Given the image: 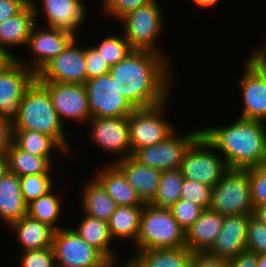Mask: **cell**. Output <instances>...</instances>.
<instances>
[{"mask_svg": "<svg viewBox=\"0 0 266 267\" xmlns=\"http://www.w3.org/2000/svg\"><path fill=\"white\" fill-rule=\"evenodd\" d=\"M171 64L156 52L133 50L110 67L109 73L118 93L135 109H145L172 98L175 72Z\"/></svg>", "mask_w": 266, "mask_h": 267, "instance_id": "6da1fadb", "label": "cell"}, {"mask_svg": "<svg viewBox=\"0 0 266 267\" xmlns=\"http://www.w3.org/2000/svg\"><path fill=\"white\" fill-rule=\"evenodd\" d=\"M225 125L202 127L201 135L224 158L229 169L266 164V123L236 117Z\"/></svg>", "mask_w": 266, "mask_h": 267, "instance_id": "7a4b0ae2", "label": "cell"}, {"mask_svg": "<svg viewBox=\"0 0 266 267\" xmlns=\"http://www.w3.org/2000/svg\"><path fill=\"white\" fill-rule=\"evenodd\" d=\"M12 124L13 130H31L51 136L71 155L74 152L48 91L36 79L25 90Z\"/></svg>", "mask_w": 266, "mask_h": 267, "instance_id": "3957f363", "label": "cell"}, {"mask_svg": "<svg viewBox=\"0 0 266 267\" xmlns=\"http://www.w3.org/2000/svg\"><path fill=\"white\" fill-rule=\"evenodd\" d=\"M132 252L185 247V231L171 210L145 204L140 217V231Z\"/></svg>", "mask_w": 266, "mask_h": 267, "instance_id": "277c9868", "label": "cell"}, {"mask_svg": "<svg viewBox=\"0 0 266 267\" xmlns=\"http://www.w3.org/2000/svg\"><path fill=\"white\" fill-rule=\"evenodd\" d=\"M158 1L153 0L122 17L118 21L123 26L120 33H123L134 50L156 52L172 63L174 60H171V56L167 55L161 45H158L159 36L166 28L165 16H163L165 13L162 12L161 1Z\"/></svg>", "mask_w": 266, "mask_h": 267, "instance_id": "5b68a950", "label": "cell"}, {"mask_svg": "<svg viewBox=\"0 0 266 267\" xmlns=\"http://www.w3.org/2000/svg\"><path fill=\"white\" fill-rule=\"evenodd\" d=\"M247 169H229L211 190L210 209L224 216L253 213Z\"/></svg>", "mask_w": 266, "mask_h": 267, "instance_id": "8992f818", "label": "cell"}, {"mask_svg": "<svg viewBox=\"0 0 266 267\" xmlns=\"http://www.w3.org/2000/svg\"><path fill=\"white\" fill-rule=\"evenodd\" d=\"M179 170L184 179L213 188L229 168L217 150L200 135L185 153Z\"/></svg>", "mask_w": 266, "mask_h": 267, "instance_id": "52a82bcc", "label": "cell"}, {"mask_svg": "<svg viewBox=\"0 0 266 267\" xmlns=\"http://www.w3.org/2000/svg\"><path fill=\"white\" fill-rule=\"evenodd\" d=\"M169 99L164 103L145 109H135L128 117L131 156L143 147L165 140L177 128L167 120ZM167 111V112H166Z\"/></svg>", "mask_w": 266, "mask_h": 267, "instance_id": "ba28073f", "label": "cell"}, {"mask_svg": "<svg viewBox=\"0 0 266 267\" xmlns=\"http://www.w3.org/2000/svg\"><path fill=\"white\" fill-rule=\"evenodd\" d=\"M175 130L165 140L137 149L132 157L140 164L161 171L179 169L185 153L201 135V127L190 132Z\"/></svg>", "mask_w": 266, "mask_h": 267, "instance_id": "9c48e42d", "label": "cell"}, {"mask_svg": "<svg viewBox=\"0 0 266 267\" xmlns=\"http://www.w3.org/2000/svg\"><path fill=\"white\" fill-rule=\"evenodd\" d=\"M52 248L56 267H103L109 261L84 241L72 226L54 231Z\"/></svg>", "mask_w": 266, "mask_h": 267, "instance_id": "30bf717a", "label": "cell"}, {"mask_svg": "<svg viewBox=\"0 0 266 267\" xmlns=\"http://www.w3.org/2000/svg\"><path fill=\"white\" fill-rule=\"evenodd\" d=\"M90 119L129 117L135 108L118 93L110 73L86 80Z\"/></svg>", "mask_w": 266, "mask_h": 267, "instance_id": "8fae6325", "label": "cell"}, {"mask_svg": "<svg viewBox=\"0 0 266 267\" xmlns=\"http://www.w3.org/2000/svg\"><path fill=\"white\" fill-rule=\"evenodd\" d=\"M30 3L36 23L44 17L43 26L70 32L75 37L88 18V8L83 0H30Z\"/></svg>", "mask_w": 266, "mask_h": 267, "instance_id": "7c38bea8", "label": "cell"}, {"mask_svg": "<svg viewBox=\"0 0 266 267\" xmlns=\"http://www.w3.org/2000/svg\"><path fill=\"white\" fill-rule=\"evenodd\" d=\"M41 25L38 23L33 25L27 45L24 48L27 49L32 58L30 56L29 61H26L28 58L25 61L24 58L22 60L19 55L16 58L35 74L54 57L58 56L75 37L70 32Z\"/></svg>", "mask_w": 266, "mask_h": 267, "instance_id": "4fadbf2b", "label": "cell"}, {"mask_svg": "<svg viewBox=\"0 0 266 267\" xmlns=\"http://www.w3.org/2000/svg\"><path fill=\"white\" fill-rule=\"evenodd\" d=\"M87 126L91 130L88 132L90 134L87 135H89L88 139L92 144L106 154H113V156L117 157L113 161L111 159L109 163L131 156L128 117H92Z\"/></svg>", "mask_w": 266, "mask_h": 267, "instance_id": "5bb4252c", "label": "cell"}, {"mask_svg": "<svg viewBox=\"0 0 266 267\" xmlns=\"http://www.w3.org/2000/svg\"><path fill=\"white\" fill-rule=\"evenodd\" d=\"M79 39L74 37L58 56L36 74V80L85 84L87 80L85 46L77 43Z\"/></svg>", "mask_w": 266, "mask_h": 267, "instance_id": "9a60e30c", "label": "cell"}, {"mask_svg": "<svg viewBox=\"0 0 266 267\" xmlns=\"http://www.w3.org/2000/svg\"><path fill=\"white\" fill-rule=\"evenodd\" d=\"M47 91L52 105L64 123L87 124L90 120L88 97L84 84L38 81Z\"/></svg>", "mask_w": 266, "mask_h": 267, "instance_id": "2e32d148", "label": "cell"}, {"mask_svg": "<svg viewBox=\"0 0 266 267\" xmlns=\"http://www.w3.org/2000/svg\"><path fill=\"white\" fill-rule=\"evenodd\" d=\"M36 79V74L17 59L0 69V114L13 119L25 90Z\"/></svg>", "mask_w": 266, "mask_h": 267, "instance_id": "e0dca14e", "label": "cell"}, {"mask_svg": "<svg viewBox=\"0 0 266 267\" xmlns=\"http://www.w3.org/2000/svg\"><path fill=\"white\" fill-rule=\"evenodd\" d=\"M238 85L243 107L238 117L266 123V79L247 59Z\"/></svg>", "mask_w": 266, "mask_h": 267, "instance_id": "ac0fdd59", "label": "cell"}, {"mask_svg": "<svg viewBox=\"0 0 266 267\" xmlns=\"http://www.w3.org/2000/svg\"><path fill=\"white\" fill-rule=\"evenodd\" d=\"M251 215L225 216L221 232L206 253L213 258L229 260L246 251L248 220Z\"/></svg>", "mask_w": 266, "mask_h": 267, "instance_id": "d6986e66", "label": "cell"}, {"mask_svg": "<svg viewBox=\"0 0 266 267\" xmlns=\"http://www.w3.org/2000/svg\"><path fill=\"white\" fill-rule=\"evenodd\" d=\"M225 216L205 209L195 223L185 232V247L193 254H206L221 232Z\"/></svg>", "mask_w": 266, "mask_h": 267, "instance_id": "ffe728a7", "label": "cell"}, {"mask_svg": "<svg viewBox=\"0 0 266 267\" xmlns=\"http://www.w3.org/2000/svg\"><path fill=\"white\" fill-rule=\"evenodd\" d=\"M92 175L114 199L117 206L145 205L138 193L128 183L125 175L114 163H105Z\"/></svg>", "mask_w": 266, "mask_h": 267, "instance_id": "44dd1931", "label": "cell"}, {"mask_svg": "<svg viewBox=\"0 0 266 267\" xmlns=\"http://www.w3.org/2000/svg\"><path fill=\"white\" fill-rule=\"evenodd\" d=\"M35 23V14L30 2L18 14L0 23V46L13 59L18 56L16 51L14 54L11 50L26 47Z\"/></svg>", "mask_w": 266, "mask_h": 267, "instance_id": "7402d4cb", "label": "cell"}, {"mask_svg": "<svg viewBox=\"0 0 266 267\" xmlns=\"http://www.w3.org/2000/svg\"><path fill=\"white\" fill-rule=\"evenodd\" d=\"M114 164L122 171L141 200L149 204L156 195L162 171L142 165L132 156L117 160Z\"/></svg>", "mask_w": 266, "mask_h": 267, "instance_id": "603a6c76", "label": "cell"}, {"mask_svg": "<svg viewBox=\"0 0 266 267\" xmlns=\"http://www.w3.org/2000/svg\"><path fill=\"white\" fill-rule=\"evenodd\" d=\"M9 229L20 245L19 251L37 250L52 247L54 229L48 224L28 215L10 224Z\"/></svg>", "mask_w": 266, "mask_h": 267, "instance_id": "cb8c5ba5", "label": "cell"}, {"mask_svg": "<svg viewBox=\"0 0 266 267\" xmlns=\"http://www.w3.org/2000/svg\"><path fill=\"white\" fill-rule=\"evenodd\" d=\"M27 215V204L20 189L19 177L6 170L0 178V220L7 229L10 224Z\"/></svg>", "mask_w": 266, "mask_h": 267, "instance_id": "d4e9b609", "label": "cell"}, {"mask_svg": "<svg viewBox=\"0 0 266 267\" xmlns=\"http://www.w3.org/2000/svg\"><path fill=\"white\" fill-rule=\"evenodd\" d=\"M83 184L79 205L81 213L108 222L117 207L114 199L94 177Z\"/></svg>", "mask_w": 266, "mask_h": 267, "instance_id": "484cf974", "label": "cell"}, {"mask_svg": "<svg viewBox=\"0 0 266 267\" xmlns=\"http://www.w3.org/2000/svg\"><path fill=\"white\" fill-rule=\"evenodd\" d=\"M72 227L78 235L91 246L99 250L108 260H118L119 252L113 249L114 242L110 236L108 222L92 218L82 213L80 221ZM118 252V253H116Z\"/></svg>", "mask_w": 266, "mask_h": 267, "instance_id": "4316f807", "label": "cell"}, {"mask_svg": "<svg viewBox=\"0 0 266 267\" xmlns=\"http://www.w3.org/2000/svg\"><path fill=\"white\" fill-rule=\"evenodd\" d=\"M193 255L188 248L180 247L137 251L127 257L135 267H190Z\"/></svg>", "mask_w": 266, "mask_h": 267, "instance_id": "83f0119b", "label": "cell"}, {"mask_svg": "<svg viewBox=\"0 0 266 267\" xmlns=\"http://www.w3.org/2000/svg\"><path fill=\"white\" fill-rule=\"evenodd\" d=\"M13 142L23 151L46 158L53 166L51 158L57 151L62 157H71L70 153L53 137L31 130H13ZM69 154V155H68Z\"/></svg>", "mask_w": 266, "mask_h": 267, "instance_id": "f1b7e54d", "label": "cell"}, {"mask_svg": "<svg viewBox=\"0 0 266 267\" xmlns=\"http://www.w3.org/2000/svg\"><path fill=\"white\" fill-rule=\"evenodd\" d=\"M144 205L117 206L112 213L108 227L114 242H128L133 245L140 231V217ZM117 239V240H116Z\"/></svg>", "mask_w": 266, "mask_h": 267, "instance_id": "f546056e", "label": "cell"}, {"mask_svg": "<svg viewBox=\"0 0 266 267\" xmlns=\"http://www.w3.org/2000/svg\"><path fill=\"white\" fill-rule=\"evenodd\" d=\"M7 170L16 174L18 177L53 173L55 174V166H53L46 158L33 156L32 154L20 149L14 142L11 143L6 151Z\"/></svg>", "mask_w": 266, "mask_h": 267, "instance_id": "4dcf8cb0", "label": "cell"}, {"mask_svg": "<svg viewBox=\"0 0 266 267\" xmlns=\"http://www.w3.org/2000/svg\"><path fill=\"white\" fill-rule=\"evenodd\" d=\"M57 187L53 188L47 194L40 196L38 199L33 200L27 204V215L40 222L48 224L54 230L64 228L59 224L60 216L62 217V199L60 191L57 193Z\"/></svg>", "mask_w": 266, "mask_h": 267, "instance_id": "1f68e13d", "label": "cell"}, {"mask_svg": "<svg viewBox=\"0 0 266 267\" xmlns=\"http://www.w3.org/2000/svg\"><path fill=\"white\" fill-rule=\"evenodd\" d=\"M183 182L184 178L179 169L162 171L156 195L149 204L169 209L180 200Z\"/></svg>", "mask_w": 266, "mask_h": 267, "instance_id": "d6a6232c", "label": "cell"}, {"mask_svg": "<svg viewBox=\"0 0 266 267\" xmlns=\"http://www.w3.org/2000/svg\"><path fill=\"white\" fill-rule=\"evenodd\" d=\"M117 34L109 33L98 43L91 44L110 67L120 62L134 50L123 34Z\"/></svg>", "mask_w": 266, "mask_h": 267, "instance_id": "836d02e7", "label": "cell"}, {"mask_svg": "<svg viewBox=\"0 0 266 267\" xmlns=\"http://www.w3.org/2000/svg\"><path fill=\"white\" fill-rule=\"evenodd\" d=\"M53 176V177H52ZM53 173L32 174L19 177L23 200L29 204L54 188Z\"/></svg>", "mask_w": 266, "mask_h": 267, "instance_id": "e575fe53", "label": "cell"}, {"mask_svg": "<svg viewBox=\"0 0 266 267\" xmlns=\"http://www.w3.org/2000/svg\"><path fill=\"white\" fill-rule=\"evenodd\" d=\"M151 1L153 0H100V14L118 23V21L128 13L147 5Z\"/></svg>", "mask_w": 266, "mask_h": 267, "instance_id": "d590c367", "label": "cell"}, {"mask_svg": "<svg viewBox=\"0 0 266 267\" xmlns=\"http://www.w3.org/2000/svg\"><path fill=\"white\" fill-rule=\"evenodd\" d=\"M211 190L210 186L200 182L184 179L181 188L180 199L191 201L202 209H210L211 206Z\"/></svg>", "mask_w": 266, "mask_h": 267, "instance_id": "8d00e7d4", "label": "cell"}, {"mask_svg": "<svg viewBox=\"0 0 266 267\" xmlns=\"http://www.w3.org/2000/svg\"><path fill=\"white\" fill-rule=\"evenodd\" d=\"M169 209L185 232L195 223L204 210L197 204L182 199L178 200Z\"/></svg>", "mask_w": 266, "mask_h": 267, "instance_id": "74e56055", "label": "cell"}, {"mask_svg": "<svg viewBox=\"0 0 266 267\" xmlns=\"http://www.w3.org/2000/svg\"><path fill=\"white\" fill-rule=\"evenodd\" d=\"M253 207L266 204V164L247 168Z\"/></svg>", "mask_w": 266, "mask_h": 267, "instance_id": "f35d334b", "label": "cell"}, {"mask_svg": "<svg viewBox=\"0 0 266 267\" xmlns=\"http://www.w3.org/2000/svg\"><path fill=\"white\" fill-rule=\"evenodd\" d=\"M246 251L257 255L266 253V225L252 215L248 220Z\"/></svg>", "mask_w": 266, "mask_h": 267, "instance_id": "ab89813d", "label": "cell"}, {"mask_svg": "<svg viewBox=\"0 0 266 267\" xmlns=\"http://www.w3.org/2000/svg\"><path fill=\"white\" fill-rule=\"evenodd\" d=\"M19 267H56L52 247L18 251Z\"/></svg>", "mask_w": 266, "mask_h": 267, "instance_id": "60d3db41", "label": "cell"}, {"mask_svg": "<svg viewBox=\"0 0 266 267\" xmlns=\"http://www.w3.org/2000/svg\"><path fill=\"white\" fill-rule=\"evenodd\" d=\"M85 60L87 80L109 73L110 66L92 45H85Z\"/></svg>", "mask_w": 266, "mask_h": 267, "instance_id": "b9f144b4", "label": "cell"}, {"mask_svg": "<svg viewBox=\"0 0 266 267\" xmlns=\"http://www.w3.org/2000/svg\"><path fill=\"white\" fill-rule=\"evenodd\" d=\"M30 0H0V23L18 14Z\"/></svg>", "mask_w": 266, "mask_h": 267, "instance_id": "7bdbcfd3", "label": "cell"}, {"mask_svg": "<svg viewBox=\"0 0 266 267\" xmlns=\"http://www.w3.org/2000/svg\"><path fill=\"white\" fill-rule=\"evenodd\" d=\"M13 142L12 119L0 114V152H6Z\"/></svg>", "mask_w": 266, "mask_h": 267, "instance_id": "ee69618b", "label": "cell"}, {"mask_svg": "<svg viewBox=\"0 0 266 267\" xmlns=\"http://www.w3.org/2000/svg\"><path fill=\"white\" fill-rule=\"evenodd\" d=\"M227 267H258V255L244 251L236 257L227 260Z\"/></svg>", "mask_w": 266, "mask_h": 267, "instance_id": "f6af8a7d", "label": "cell"}, {"mask_svg": "<svg viewBox=\"0 0 266 267\" xmlns=\"http://www.w3.org/2000/svg\"><path fill=\"white\" fill-rule=\"evenodd\" d=\"M190 267H227V260L213 258L207 254H194Z\"/></svg>", "mask_w": 266, "mask_h": 267, "instance_id": "bcb514c9", "label": "cell"}, {"mask_svg": "<svg viewBox=\"0 0 266 267\" xmlns=\"http://www.w3.org/2000/svg\"><path fill=\"white\" fill-rule=\"evenodd\" d=\"M266 42V41H265ZM247 59L262 73L266 79V43L250 51Z\"/></svg>", "mask_w": 266, "mask_h": 267, "instance_id": "7dc6e473", "label": "cell"}, {"mask_svg": "<svg viewBox=\"0 0 266 267\" xmlns=\"http://www.w3.org/2000/svg\"><path fill=\"white\" fill-rule=\"evenodd\" d=\"M191 2H193L194 6H196L198 9V7L200 9H212L213 7H217L216 5L219 4L220 0H191ZM212 7V8H211Z\"/></svg>", "mask_w": 266, "mask_h": 267, "instance_id": "c3c4849f", "label": "cell"}, {"mask_svg": "<svg viewBox=\"0 0 266 267\" xmlns=\"http://www.w3.org/2000/svg\"><path fill=\"white\" fill-rule=\"evenodd\" d=\"M123 259L120 256L118 260H109L103 267H135L128 257Z\"/></svg>", "mask_w": 266, "mask_h": 267, "instance_id": "681fc988", "label": "cell"}, {"mask_svg": "<svg viewBox=\"0 0 266 267\" xmlns=\"http://www.w3.org/2000/svg\"><path fill=\"white\" fill-rule=\"evenodd\" d=\"M252 216L266 225V204L254 207Z\"/></svg>", "mask_w": 266, "mask_h": 267, "instance_id": "f907efd6", "label": "cell"}, {"mask_svg": "<svg viewBox=\"0 0 266 267\" xmlns=\"http://www.w3.org/2000/svg\"><path fill=\"white\" fill-rule=\"evenodd\" d=\"M13 58L0 46V69L4 68Z\"/></svg>", "mask_w": 266, "mask_h": 267, "instance_id": "816d5d0a", "label": "cell"}, {"mask_svg": "<svg viewBox=\"0 0 266 267\" xmlns=\"http://www.w3.org/2000/svg\"><path fill=\"white\" fill-rule=\"evenodd\" d=\"M7 170V155L6 152H0V178Z\"/></svg>", "mask_w": 266, "mask_h": 267, "instance_id": "f5cc1de1", "label": "cell"}, {"mask_svg": "<svg viewBox=\"0 0 266 267\" xmlns=\"http://www.w3.org/2000/svg\"><path fill=\"white\" fill-rule=\"evenodd\" d=\"M258 267H266V253L258 254Z\"/></svg>", "mask_w": 266, "mask_h": 267, "instance_id": "db71d44e", "label": "cell"}]
</instances>
